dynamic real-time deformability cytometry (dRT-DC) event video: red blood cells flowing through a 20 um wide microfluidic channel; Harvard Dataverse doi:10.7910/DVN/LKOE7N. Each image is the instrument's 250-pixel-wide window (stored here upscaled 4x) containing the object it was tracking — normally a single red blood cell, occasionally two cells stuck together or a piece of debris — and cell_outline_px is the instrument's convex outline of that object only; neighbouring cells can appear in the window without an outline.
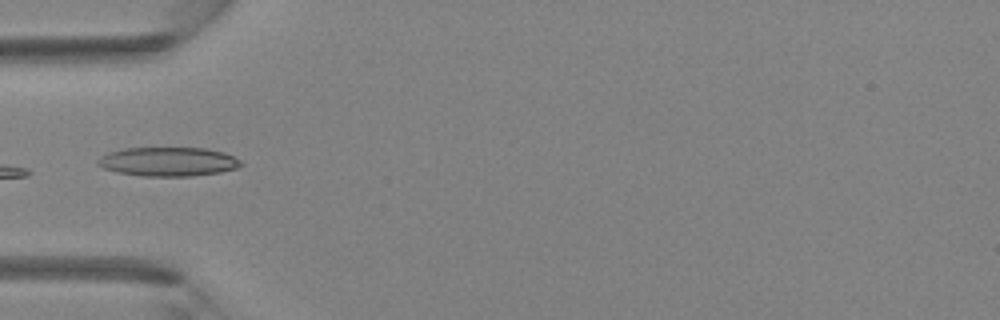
{"species": "Egyptian fruit bat (a non-hibernating species)", "species_latin": "Rousettus aegyptiacus", "temperature_condition": "room temperature", "stored_images_in_passage": 5, "camera_frame_rate_fps": 3000, "um_per_image_px": 0.085, "animal": {"sex": "female"}, "frame": {"image": 1, "passage_image": 4, "time_ms": 1.0, "image_size_px": [1000, 320], "cell_outline_px": [[244, 164], [236, 168], [220, 172], [192, 176], [140, 176], [116, 172], [104, 168], [96, 164], [100, 156], [108, 152], [124, 148], [208, 148], [224, 152], [240, 160]], "centroid_in_image_um": [14.28, 13.74], "position_along_channel_um": 70.7, "area_um2": 24.33}}
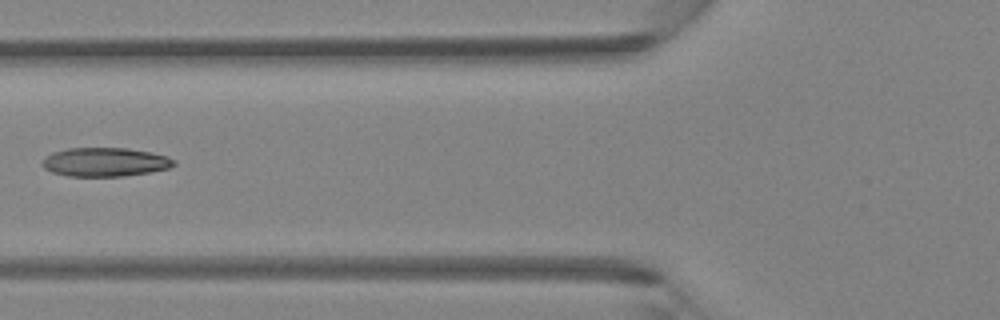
{"frame": {"image": 2, "passage_image": 5, "time_ms": 1.333, "image_size_px": [1000, 320], "cell_outline_px": [[176, 164], [168, 168], [148, 172], [124, 176], [68, 176], [52, 172], [44, 168], [40, 164], [44, 156], [52, 152], [68, 148], [128, 148], [152, 152], [168, 156], [176, 160]], "centroid_in_image_um": [8.91, 13.76], "position_along_channel_um": 116.9, "area_um2": 22.31}}